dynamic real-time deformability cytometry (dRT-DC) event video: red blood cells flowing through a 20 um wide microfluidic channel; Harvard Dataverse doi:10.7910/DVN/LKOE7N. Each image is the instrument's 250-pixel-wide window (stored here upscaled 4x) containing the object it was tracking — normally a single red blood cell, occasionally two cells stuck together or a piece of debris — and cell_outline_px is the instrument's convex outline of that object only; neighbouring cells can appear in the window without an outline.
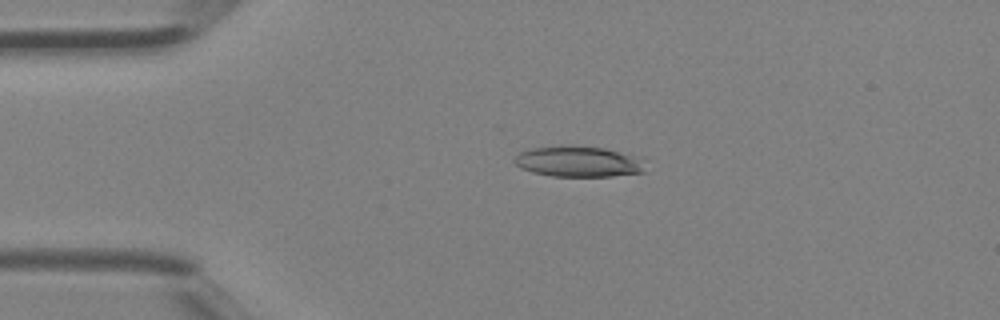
{"species": "Egyptian fruit bat (a non-hibernating species)", "species_latin": "Rousettus aegyptiacus", "temperature_condition": "room temperature", "stored_images_in_passage": 30, "camera_frame_rate_fps": 3000, "um_per_image_px": 0.085, "animal": {"sex": "female"}, "frame": {"image": 1, "passage_image": 1, "time_ms": 0.0, "image_size_px": [1000, 320], "cell_outline_px": [[644, 172], [612, 176], [552, 176], [532, 172], [520, 168], [512, 160], [520, 152], [528, 148], [560, 144], [572, 144], [604, 148], [644, 156]], "centroid_in_image_um": [49.19, 13.7], "position_along_channel_um": 35.8, "area_um2": 24.28}}
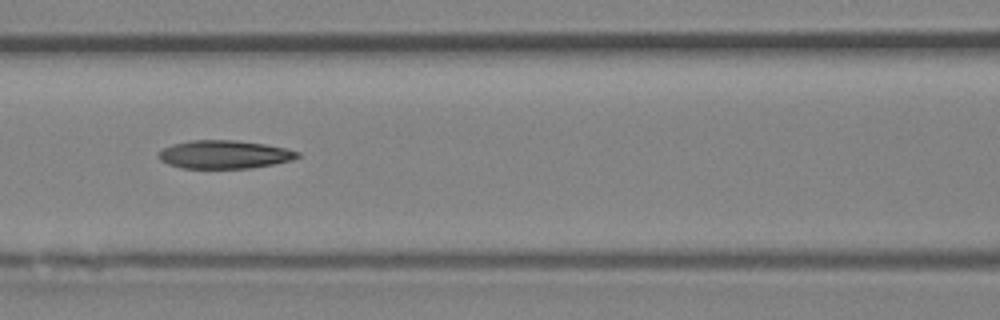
{"frame": {"image": 2, "passage_image": 10, "time_ms": 3.0, "image_size_px": [1000, 320], "cell_outline_px": [[300, 156], [292, 160], [252, 168], [184, 168], [168, 164], [160, 160], [156, 156], [164, 148], [172, 144], [192, 140], [232, 140], [264, 144], [284, 148], [300, 152]], "centroid_in_image_um": [19.05, 13.13], "position_along_channel_um": 147.5, "area_um2": 22.72}}
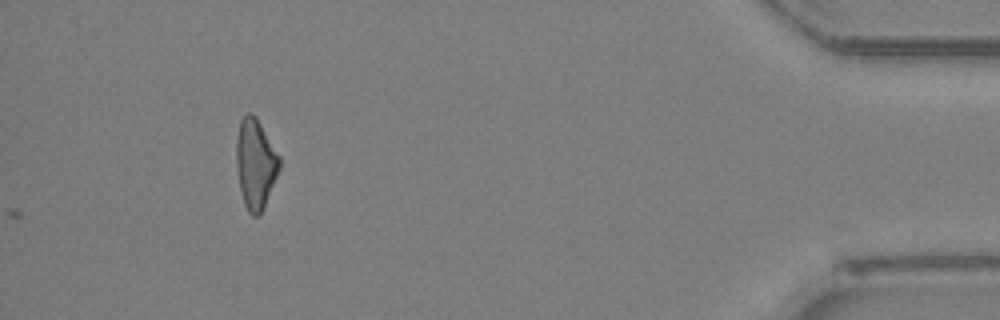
{"frame": {"image": 3, "passage_image": 30, "time_ms": 9.667, "image_size_px": [1000, 320], "cell_outline_px": [[280, 168], [260, 216], [252, 216], [248, 212], [244, 204], [240, 192], [236, 164], [236, 140], [240, 120], [248, 112], [252, 112], [280, 156]], "centroid_in_image_um": [21.7, 13.95], "position_along_channel_um": 413.5, "area_um2": 22.48}}